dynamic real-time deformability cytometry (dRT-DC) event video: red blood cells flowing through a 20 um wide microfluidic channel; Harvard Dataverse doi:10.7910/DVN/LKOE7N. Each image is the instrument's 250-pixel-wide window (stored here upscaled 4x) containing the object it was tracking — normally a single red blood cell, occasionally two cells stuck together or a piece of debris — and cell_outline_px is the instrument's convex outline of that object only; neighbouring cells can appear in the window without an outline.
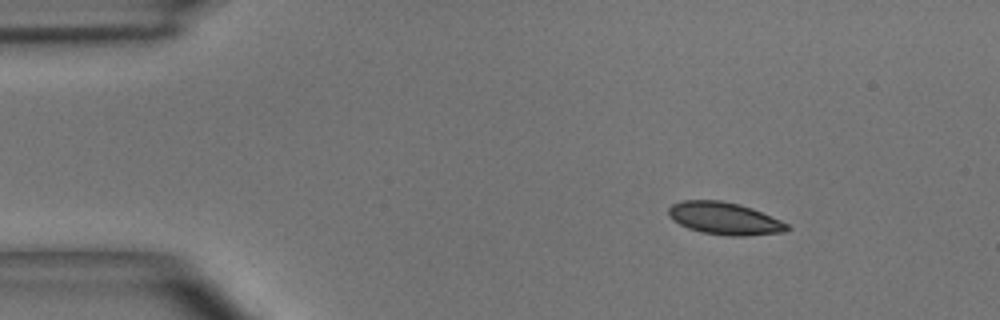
{"species": "common noctule bat (a hibernating species)", "species_latin": "Nyctalus noctula", "temperature_condition": "room temperature", "stored_images_in_passage": 3, "camera_frame_rate_fps": 3000, "um_per_image_px": 0.085, "animal": {"sex": "male", "body_mass_g": 15.6}, "frame": {"image": 1, "passage_image": 1, "time_ms": 0.0, "image_size_px": [1000, 320], "cell_outline_px": [[792, 228], [784, 232], [744, 236], [728, 236], [700, 232], [688, 228], [672, 220], [668, 216], [668, 208], [672, 204], [680, 200], [720, 200], [740, 204], [752, 208], [780, 220], [788, 224]], "centroid_in_image_um": [61.56, 18.57], "position_along_channel_um": 23.4, "area_um2": 22.54}}
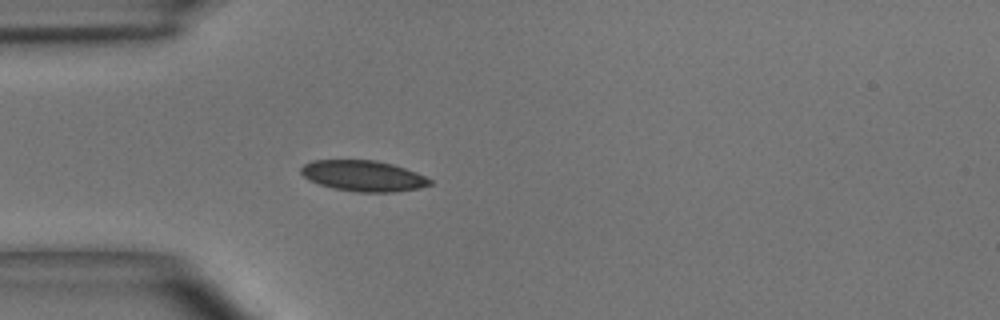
{"frame": {"image": 2, "passage_image": 3, "time_ms": 0.667, "image_size_px": [1000, 320], "cell_outline_px": [[432, 184], [420, 188], [396, 192], [356, 192], [332, 188], [308, 180], [300, 172], [300, 168], [304, 164], [312, 160], [376, 160], [392, 164], [416, 172], [432, 180]], "centroid_in_image_um": [30.87, 14.95], "position_along_channel_um": 54.1, "area_um2": 23.24}}